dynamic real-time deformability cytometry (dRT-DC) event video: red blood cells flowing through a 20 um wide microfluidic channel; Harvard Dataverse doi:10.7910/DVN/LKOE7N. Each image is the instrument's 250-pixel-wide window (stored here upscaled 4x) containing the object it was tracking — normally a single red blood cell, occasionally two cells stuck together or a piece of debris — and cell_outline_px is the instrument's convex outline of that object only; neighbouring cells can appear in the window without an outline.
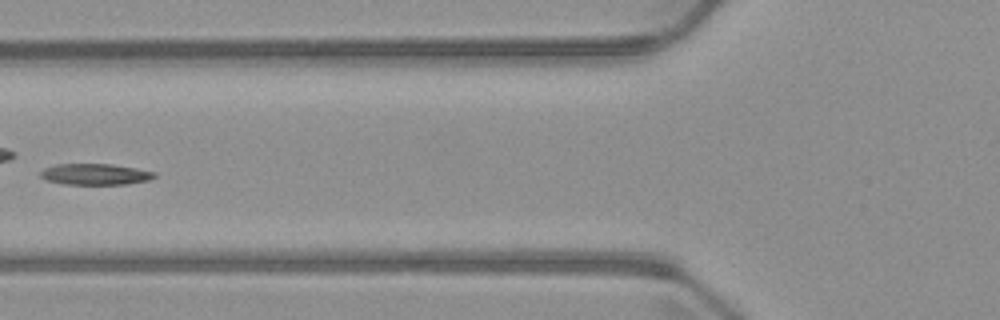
{"species": "common noctule bat (a hibernating species)", "species_latin": "Nyctalus noctula", "temperature_condition": "warm", "stored_images_in_passage": 6, "camera_frame_rate_fps": 3000, "um_per_image_px": 0.085, "animal": {"sex": "male", "body_mass_g": 23.1, "forearm_length_mm": 52.7}, "frame": {"image": 1, "passage_image": 6, "time_ms": 6.667, "image_size_px": [1000, 320], "cell_outline_px": [[156, 176], [148, 180], [128, 184], [64, 184], [48, 180], [40, 176], [40, 172], [44, 168], [56, 164], [112, 164], [136, 168], [156, 172]], "centroid_in_image_um": [8.11, 14.8], "position_along_channel_um": 117.7, "area_um2": 13.99}}